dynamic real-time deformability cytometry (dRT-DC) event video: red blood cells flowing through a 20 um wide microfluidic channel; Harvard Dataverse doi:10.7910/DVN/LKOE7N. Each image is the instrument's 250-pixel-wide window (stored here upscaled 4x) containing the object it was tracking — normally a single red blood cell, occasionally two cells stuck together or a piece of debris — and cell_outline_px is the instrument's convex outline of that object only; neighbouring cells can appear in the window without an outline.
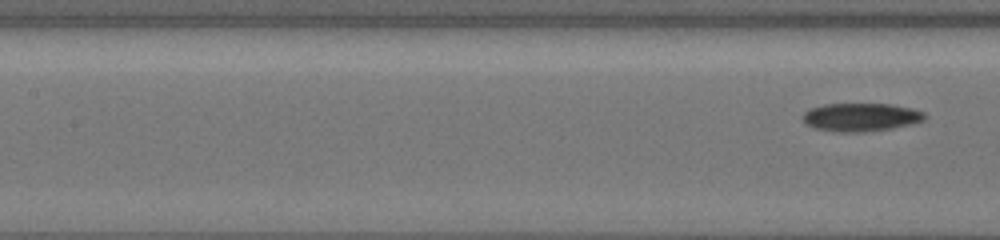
{"species": "common noctule bat (a hibernating species)", "species_latin": "Nyctalus noctula", "temperature_condition": "cold", "stored_images_in_passage": 10, "segment_of_instrument_passage": [3, 3], "camera_frame_rate_fps": 3000, "um_per_image_px": 0.085, "animal": {"sex": "female", "body_mass_g": 19.5, "forearm_length_mm": 54.1}, "frame": {"image": 1, "passage_image": 10, "time_ms": 8.0, "image_size_px": [1000, 240], "cell_outline_px": [[928, 116], [924, 120], [912, 124], [892, 128], [864, 132], [840, 132], [816, 128], [808, 124], [800, 116], [808, 108], [824, 104], [892, 104], [912, 108], [924, 112]], "centroid_in_image_um": [73.19, 9.95], "position_along_channel_um": 134.2, "area_um2": 20.17}}